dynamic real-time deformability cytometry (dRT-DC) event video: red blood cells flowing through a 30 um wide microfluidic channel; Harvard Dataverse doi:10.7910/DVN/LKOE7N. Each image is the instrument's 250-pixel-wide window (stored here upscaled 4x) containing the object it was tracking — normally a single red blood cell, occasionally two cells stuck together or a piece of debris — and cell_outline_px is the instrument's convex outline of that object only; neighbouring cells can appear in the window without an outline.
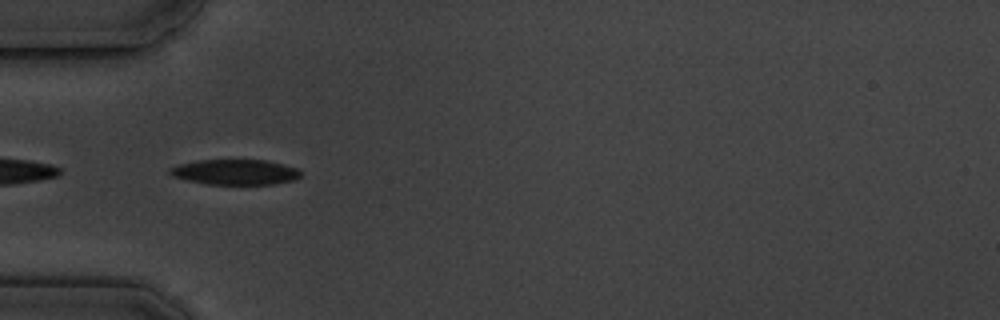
{"species": "common noctule bat (a hibernating species)", "species_latin": "Nyctalus noctula", "temperature_condition": "cold", "stored_images_in_passage": 6, "camera_frame_rate_fps": 3000, "um_per_image_px": 0.085, "animal": {"sex": "male", "body_mass_g": 19.5, "forearm_length_mm": 54.6}, "frame": {"image": 1, "passage_image": 5, "time_ms": 4.667, "image_size_px": [1000, 320], "cell_outline_px": [[304, 172], [300, 176], [292, 180], [272, 184], [208, 184], [188, 180], [172, 176], [168, 172], [168, 168], [180, 164], [196, 160], [268, 160], [300, 168]], "centroid_in_image_um": [20.03, 14.61], "position_along_channel_um": 65.0, "area_um2": 19.42}}